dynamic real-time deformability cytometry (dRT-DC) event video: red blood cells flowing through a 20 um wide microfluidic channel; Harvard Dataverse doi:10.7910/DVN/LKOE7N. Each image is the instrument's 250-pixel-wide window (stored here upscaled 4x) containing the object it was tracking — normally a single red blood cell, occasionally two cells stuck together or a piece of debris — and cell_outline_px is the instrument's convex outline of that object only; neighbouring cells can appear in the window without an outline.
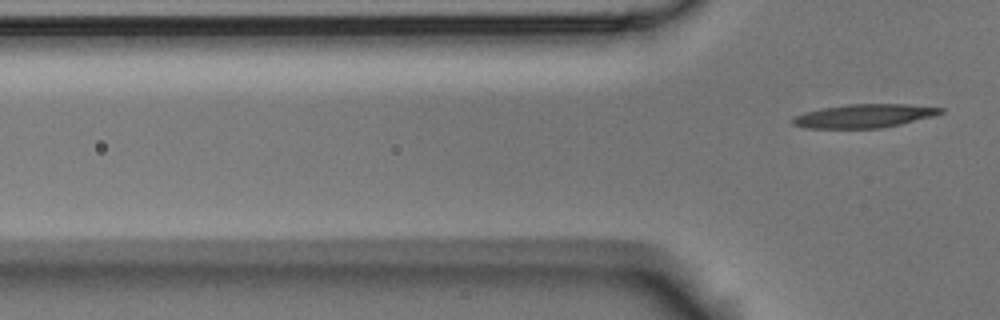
{"species": "Egyptian fruit bat (a non-hibernating species)", "species_latin": "Rousettus aegyptiacus", "temperature_condition": "room temperature", "stored_images_in_passage": 4, "camera_frame_rate_fps": 3000, "um_per_image_px": 0.085, "animal": {"sex": "male"}, "frame": {"image": 1, "passage_image": 4, "time_ms": 1.0, "image_size_px": [1000, 320], "cell_outline_px": [[944, 112], [932, 116], [900, 124], [880, 128], [804, 128], [792, 124], [792, 120], [796, 116], [804, 112], [820, 108], [848, 104], [908, 104], [944, 108]], "centroid_in_image_um": [73.43, 9.85], "position_along_channel_um": 52.4, "area_um2": 20.23}}